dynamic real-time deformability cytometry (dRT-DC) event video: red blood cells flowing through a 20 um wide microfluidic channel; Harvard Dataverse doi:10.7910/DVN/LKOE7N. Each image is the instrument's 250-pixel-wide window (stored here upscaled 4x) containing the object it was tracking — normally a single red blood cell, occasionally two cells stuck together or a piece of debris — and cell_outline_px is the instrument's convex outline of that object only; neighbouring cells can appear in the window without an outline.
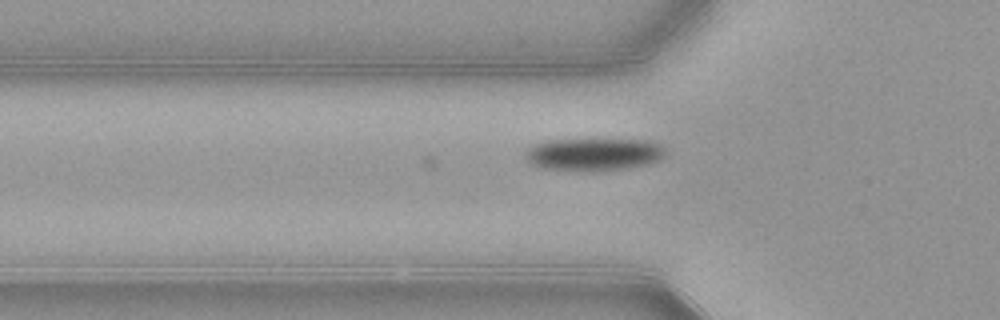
{"species": "common noctule bat (a hibernating species)", "species_latin": "Nyctalus noctula", "temperature_condition": "warm", "stored_images_in_passage": 37, "camera_frame_rate_fps": 3000, "um_per_image_px": 0.085, "animal": {"sex": "female", "body_mass_g": 21.9}, "frame": {"image": 1, "passage_image": 8, "time_ms": 2.333, "image_size_px": [1000, 320], "cell_outline_px": [[664, 156], [660, 160], [648, 164], [628, 168], [596, 172], [540, 168], [532, 164], [524, 156], [524, 152], [528, 148], [536, 144], [548, 140], [592, 136], [648, 140], [660, 144], [664, 148]], "centroid_in_image_um": [50.48, 13.07], "position_along_channel_um": 75.3, "area_um2": 28.21}}
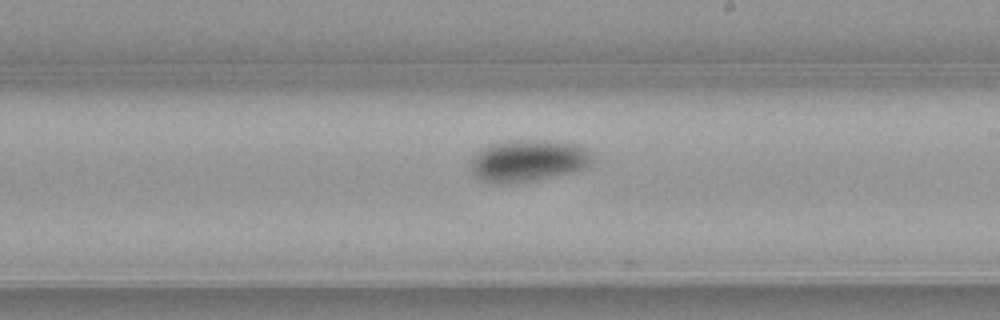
{"frame": {"image": 2, "passage_image": 21, "time_ms": 6.667, "image_size_px": [1000, 320], "cell_outline_px": [[592, 164], [588, 168], [572, 172], [532, 180], [508, 184], [480, 180], [472, 172], [468, 164], [476, 152], [480, 148], [488, 144], [504, 140], [548, 140], [580, 144], [588, 148], [592, 152]], "centroid_in_image_um": [44.9, 13.63], "position_along_channel_um": 244.1, "area_um2": 30.29}}
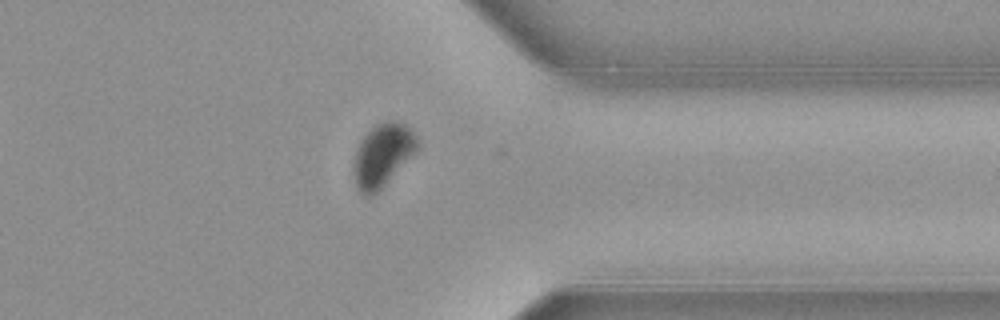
{"frame": {"image": 3, "passage_image": 32, "time_ms": 10.333, "image_size_px": [1000, 320], "cell_outline_px": [[420, 148], [376, 192], [368, 196], [364, 196], [356, 188], [352, 168], [356, 148], [360, 140], [376, 124], [388, 120], [396, 120], [404, 124], [416, 136], [420, 144]], "centroid_in_image_um": [32.5, 13.17], "position_along_channel_um": 378.9, "area_um2": 23.29}}